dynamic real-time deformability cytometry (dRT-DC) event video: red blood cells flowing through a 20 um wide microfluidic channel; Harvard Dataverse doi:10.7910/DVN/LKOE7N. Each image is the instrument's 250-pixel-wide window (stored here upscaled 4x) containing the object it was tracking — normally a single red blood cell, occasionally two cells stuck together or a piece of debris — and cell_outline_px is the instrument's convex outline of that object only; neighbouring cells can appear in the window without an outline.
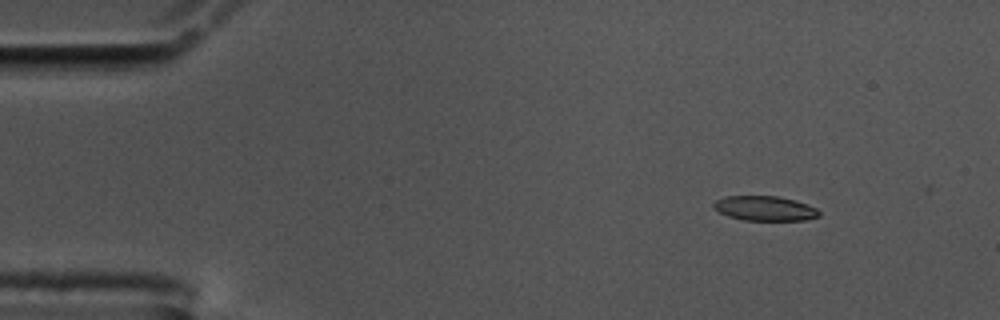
{"species": "common noctule bat (a hibernating species)", "species_latin": "Nyctalus noctula", "temperature_condition": "cold", "stored_images_in_passage": 16, "camera_frame_rate_fps": 3000, "um_per_image_px": 0.085, "animal": {"sex": "male", "body_mass_g": 17.5, "forearm_length_mm": 52.3}, "frame": {"image": 1, "passage_image": 6, "time_ms": 1.667, "image_size_px": [1000, 320], "cell_outline_px": [[820, 216], [804, 220], [744, 220], [728, 216], [712, 208], [712, 204], [716, 200], [724, 196], [780, 196], [796, 200], [808, 204], [816, 208], [820, 212]], "centroid_in_image_um": [65.01, 17.7], "position_along_channel_um": 20.0, "area_um2": 15.32}}